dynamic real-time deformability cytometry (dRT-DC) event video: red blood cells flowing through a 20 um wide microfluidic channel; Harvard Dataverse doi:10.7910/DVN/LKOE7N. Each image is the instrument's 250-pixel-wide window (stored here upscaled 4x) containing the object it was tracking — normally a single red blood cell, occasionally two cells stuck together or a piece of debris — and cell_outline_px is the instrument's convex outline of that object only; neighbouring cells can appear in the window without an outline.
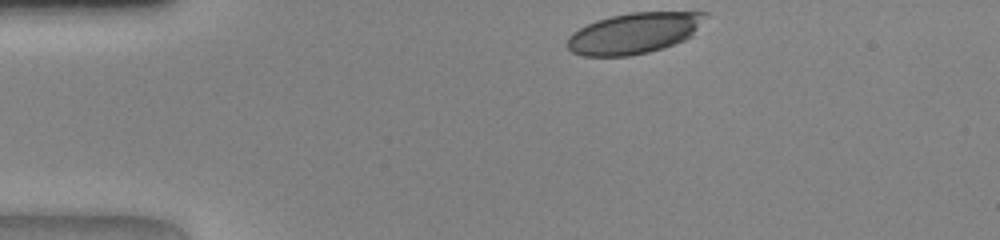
{"species": "human", "species_latin": "Homo sapiens", "temperature_condition": "warm", "stored_images_in_passage": 32, "camera_frame_rate_fps": 3000, "um_per_image_px": 0.085, "donor": {"sex": "female"}, "frame": {"image": 1, "passage_image": 1, "time_ms": 0.0, "image_size_px": [1000, 240], "cell_outline_px": [[692, 28], [680, 40], [644, 52], [616, 56], [592, 56], [576, 52], [568, 44], [568, 40], [576, 32], [592, 24], [616, 16], [644, 12], [692, 12]], "centroid_in_image_um": [53.68, 2.85], "position_along_channel_um": 31.3, "area_um2": 28.78}}
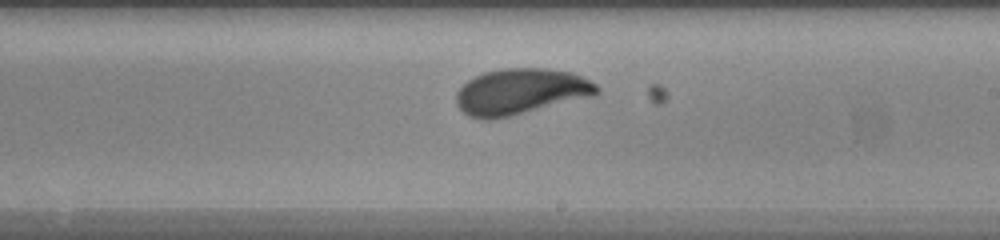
{"frame": {"image": 2, "passage_image": 20, "time_ms": 6.333, "image_size_px": [1000, 240], "cell_outline_px": [[596, 92], [496, 116], [480, 116], [468, 112], [460, 104], [460, 92], [472, 80], [496, 72], [552, 72], [572, 76], [584, 80], [592, 84], [596, 88]], "centroid_in_image_um": [44.18, 7.79], "position_along_channel_um": 244.8, "area_um2": 30.23}}
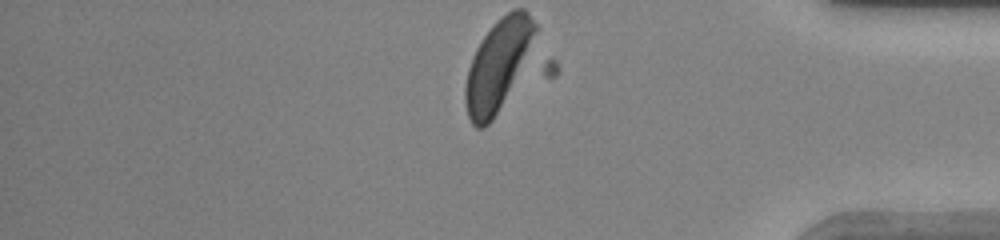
{"frame": {"image": 3, "passage_image": 32, "time_ms": 10.333, "image_size_px": [1000, 240], "cell_outline_px": [[532, 28], [524, 48], [504, 92], [492, 116], [484, 124], [476, 124], [472, 120], [468, 112], [468, 72], [476, 52], [480, 44], [488, 32], [504, 16], [512, 12], [524, 12]], "centroid_in_image_um": [42.14, 5.51], "position_along_channel_um": 393.1, "area_um2": 29.36}}